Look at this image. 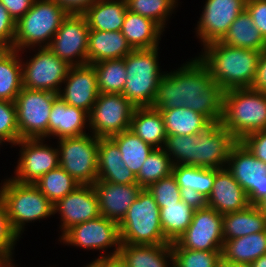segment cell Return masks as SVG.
Masks as SVG:
<instances>
[{
	"instance_id": "cell-51",
	"label": "cell",
	"mask_w": 266,
	"mask_h": 267,
	"mask_svg": "<svg viewBox=\"0 0 266 267\" xmlns=\"http://www.w3.org/2000/svg\"><path fill=\"white\" fill-rule=\"evenodd\" d=\"M253 89L266 92V48L261 52Z\"/></svg>"
},
{
	"instance_id": "cell-2",
	"label": "cell",
	"mask_w": 266,
	"mask_h": 267,
	"mask_svg": "<svg viewBox=\"0 0 266 267\" xmlns=\"http://www.w3.org/2000/svg\"><path fill=\"white\" fill-rule=\"evenodd\" d=\"M237 142L221 122H212L197 134L167 136L163 149L173 165L222 169Z\"/></svg>"
},
{
	"instance_id": "cell-17",
	"label": "cell",
	"mask_w": 266,
	"mask_h": 267,
	"mask_svg": "<svg viewBox=\"0 0 266 267\" xmlns=\"http://www.w3.org/2000/svg\"><path fill=\"white\" fill-rule=\"evenodd\" d=\"M90 28L83 14H68L48 48L71 66L87 64Z\"/></svg>"
},
{
	"instance_id": "cell-21",
	"label": "cell",
	"mask_w": 266,
	"mask_h": 267,
	"mask_svg": "<svg viewBox=\"0 0 266 267\" xmlns=\"http://www.w3.org/2000/svg\"><path fill=\"white\" fill-rule=\"evenodd\" d=\"M92 186L97 194L101 216L118 224L143 189L137 183L114 184L101 180H97Z\"/></svg>"
},
{
	"instance_id": "cell-5",
	"label": "cell",
	"mask_w": 266,
	"mask_h": 267,
	"mask_svg": "<svg viewBox=\"0 0 266 267\" xmlns=\"http://www.w3.org/2000/svg\"><path fill=\"white\" fill-rule=\"evenodd\" d=\"M0 197L13 229L20 237L28 223L54 216L53 203L34 184L18 183L10 177L2 179Z\"/></svg>"
},
{
	"instance_id": "cell-22",
	"label": "cell",
	"mask_w": 266,
	"mask_h": 267,
	"mask_svg": "<svg viewBox=\"0 0 266 267\" xmlns=\"http://www.w3.org/2000/svg\"><path fill=\"white\" fill-rule=\"evenodd\" d=\"M203 203L220 214L240 211L250 205L245 190L226 168L215 169L211 193Z\"/></svg>"
},
{
	"instance_id": "cell-32",
	"label": "cell",
	"mask_w": 266,
	"mask_h": 267,
	"mask_svg": "<svg viewBox=\"0 0 266 267\" xmlns=\"http://www.w3.org/2000/svg\"><path fill=\"white\" fill-rule=\"evenodd\" d=\"M199 204L197 200L185 196L178 203L165 205V207L160 208L162 230L165 238L170 243L176 242L185 232Z\"/></svg>"
},
{
	"instance_id": "cell-27",
	"label": "cell",
	"mask_w": 266,
	"mask_h": 267,
	"mask_svg": "<svg viewBox=\"0 0 266 267\" xmlns=\"http://www.w3.org/2000/svg\"><path fill=\"white\" fill-rule=\"evenodd\" d=\"M172 174L185 196L203 203L210 195L215 169L189 165H173Z\"/></svg>"
},
{
	"instance_id": "cell-37",
	"label": "cell",
	"mask_w": 266,
	"mask_h": 267,
	"mask_svg": "<svg viewBox=\"0 0 266 267\" xmlns=\"http://www.w3.org/2000/svg\"><path fill=\"white\" fill-rule=\"evenodd\" d=\"M118 146L126 167L136 176L143 163L155 149L130 129L110 137Z\"/></svg>"
},
{
	"instance_id": "cell-3",
	"label": "cell",
	"mask_w": 266,
	"mask_h": 267,
	"mask_svg": "<svg viewBox=\"0 0 266 267\" xmlns=\"http://www.w3.org/2000/svg\"><path fill=\"white\" fill-rule=\"evenodd\" d=\"M261 51L228 46L221 41L208 43L196 55L223 91L252 88Z\"/></svg>"
},
{
	"instance_id": "cell-23",
	"label": "cell",
	"mask_w": 266,
	"mask_h": 267,
	"mask_svg": "<svg viewBox=\"0 0 266 267\" xmlns=\"http://www.w3.org/2000/svg\"><path fill=\"white\" fill-rule=\"evenodd\" d=\"M89 132V114L83 109L69 106L58 96L51 107L47 141L51 137L58 140L82 136Z\"/></svg>"
},
{
	"instance_id": "cell-25",
	"label": "cell",
	"mask_w": 266,
	"mask_h": 267,
	"mask_svg": "<svg viewBox=\"0 0 266 267\" xmlns=\"http://www.w3.org/2000/svg\"><path fill=\"white\" fill-rule=\"evenodd\" d=\"M121 31H89L87 64L124 58L132 51Z\"/></svg>"
},
{
	"instance_id": "cell-57",
	"label": "cell",
	"mask_w": 266,
	"mask_h": 267,
	"mask_svg": "<svg viewBox=\"0 0 266 267\" xmlns=\"http://www.w3.org/2000/svg\"><path fill=\"white\" fill-rule=\"evenodd\" d=\"M9 49L0 41V57L6 53Z\"/></svg>"
},
{
	"instance_id": "cell-35",
	"label": "cell",
	"mask_w": 266,
	"mask_h": 267,
	"mask_svg": "<svg viewBox=\"0 0 266 267\" xmlns=\"http://www.w3.org/2000/svg\"><path fill=\"white\" fill-rule=\"evenodd\" d=\"M167 136L193 135L208 127L211 122L202 114L184 106L180 108L160 110Z\"/></svg>"
},
{
	"instance_id": "cell-46",
	"label": "cell",
	"mask_w": 266,
	"mask_h": 267,
	"mask_svg": "<svg viewBox=\"0 0 266 267\" xmlns=\"http://www.w3.org/2000/svg\"><path fill=\"white\" fill-rule=\"evenodd\" d=\"M16 33V21L9 15L0 1V41L8 48L13 49Z\"/></svg>"
},
{
	"instance_id": "cell-4",
	"label": "cell",
	"mask_w": 266,
	"mask_h": 267,
	"mask_svg": "<svg viewBox=\"0 0 266 267\" xmlns=\"http://www.w3.org/2000/svg\"><path fill=\"white\" fill-rule=\"evenodd\" d=\"M221 124L238 141L250 133L266 130V92L253 88L224 91Z\"/></svg>"
},
{
	"instance_id": "cell-26",
	"label": "cell",
	"mask_w": 266,
	"mask_h": 267,
	"mask_svg": "<svg viewBox=\"0 0 266 267\" xmlns=\"http://www.w3.org/2000/svg\"><path fill=\"white\" fill-rule=\"evenodd\" d=\"M118 256L127 267H174L171 243L160 245L121 243Z\"/></svg>"
},
{
	"instance_id": "cell-58",
	"label": "cell",
	"mask_w": 266,
	"mask_h": 267,
	"mask_svg": "<svg viewBox=\"0 0 266 267\" xmlns=\"http://www.w3.org/2000/svg\"><path fill=\"white\" fill-rule=\"evenodd\" d=\"M5 259L0 255V264L4 261Z\"/></svg>"
},
{
	"instance_id": "cell-20",
	"label": "cell",
	"mask_w": 266,
	"mask_h": 267,
	"mask_svg": "<svg viewBox=\"0 0 266 267\" xmlns=\"http://www.w3.org/2000/svg\"><path fill=\"white\" fill-rule=\"evenodd\" d=\"M58 96L69 106L83 109L90 114L99 96L97 77L93 65L71 66Z\"/></svg>"
},
{
	"instance_id": "cell-55",
	"label": "cell",
	"mask_w": 266,
	"mask_h": 267,
	"mask_svg": "<svg viewBox=\"0 0 266 267\" xmlns=\"http://www.w3.org/2000/svg\"><path fill=\"white\" fill-rule=\"evenodd\" d=\"M257 208L266 215V197L261 199L257 204Z\"/></svg>"
},
{
	"instance_id": "cell-8",
	"label": "cell",
	"mask_w": 266,
	"mask_h": 267,
	"mask_svg": "<svg viewBox=\"0 0 266 267\" xmlns=\"http://www.w3.org/2000/svg\"><path fill=\"white\" fill-rule=\"evenodd\" d=\"M121 243L133 245L170 244L160 221V208L150 192L143 188L119 224Z\"/></svg>"
},
{
	"instance_id": "cell-40",
	"label": "cell",
	"mask_w": 266,
	"mask_h": 267,
	"mask_svg": "<svg viewBox=\"0 0 266 267\" xmlns=\"http://www.w3.org/2000/svg\"><path fill=\"white\" fill-rule=\"evenodd\" d=\"M34 185L53 203L74 191L80 184L61 166L44 174Z\"/></svg>"
},
{
	"instance_id": "cell-38",
	"label": "cell",
	"mask_w": 266,
	"mask_h": 267,
	"mask_svg": "<svg viewBox=\"0 0 266 267\" xmlns=\"http://www.w3.org/2000/svg\"><path fill=\"white\" fill-rule=\"evenodd\" d=\"M92 65L96 72L99 93L122 94L127 76L123 58L102 60Z\"/></svg>"
},
{
	"instance_id": "cell-28",
	"label": "cell",
	"mask_w": 266,
	"mask_h": 267,
	"mask_svg": "<svg viewBox=\"0 0 266 267\" xmlns=\"http://www.w3.org/2000/svg\"><path fill=\"white\" fill-rule=\"evenodd\" d=\"M121 33L132 49L138 50L158 47L164 30L152 19L127 10Z\"/></svg>"
},
{
	"instance_id": "cell-18",
	"label": "cell",
	"mask_w": 266,
	"mask_h": 267,
	"mask_svg": "<svg viewBox=\"0 0 266 267\" xmlns=\"http://www.w3.org/2000/svg\"><path fill=\"white\" fill-rule=\"evenodd\" d=\"M247 0H205L200 18L194 28L195 36L204 47L221 41L230 25L246 9Z\"/></svg>"
},
{
	"instance_id": "cell-45",
	"label": "cell",
	"mask_w": 266,
	"mask_h": 267,
	"mask_svg": "<svg viewBox=\"0 0 266 267\" xmlns=\"http://www.w3.org/2000/svg\"><path fill=\"white\" fill-rule=\"evenodd\" d=\"M23 238L13 229L4 201L0 197V255L4 259H13L15 246Z\"/></svg>"
},
{
	"instance_id": "cell-30",
	"label": "cell",
	"mask_w": 266,
	"mask_h": 267,
	"mask_svg": "<svg viewBox=\"0 0 266 267\" xmlns=\"http://www.w3.org/2000/svg\"><path fill=\"white\" fill-rule=\"evenodd\" d=\"M223 239L232 240L266 230V215L256 205L222 214Z\"/></svg>"
},
{
	"instance_id": "cell-42",
	"label": "cell",
	"mask_w": 266,
	"mask_h": 267,
	"mask_svg": "<svg viewBox=\"0 0 266 267\" xmlns=\"http://www.w3.org/2000/svg\"><path fill=\"white\" fill-rule=\"evenodd\" d=\"M174 267H220L222 251H202L181 248L171 243Z\"/></svg>"
},
{
	"instance_id": "cell-24",
	"label": "cell",
	"mask_w": 266,
	"mask_h": 267,
	"mask_svg": "<svg viewBox=\"0 0 266 267\" xmlns=\"http://www.w3.org/2000/svg\"><path fill=\"white\" fill-rule=\"evenodd\" d=\"M98 180L114 184L137 183L136 176L126 167L117 144L111 138H99Z\"/></svg>"
},
{
	"instance_id": "cell-41",
	"label": "cell",
	"mask_w": 266,
	"mask_h": 267,
	"mask_svg": "<svg viewBox=\"0 0 266 267\" xmlns=\"http://www.w3.org/2000/svg\"><path fill=\"white\" fill-rule=\"evenodd\" d=\"M172 170L173 163L165 150L155 148L136 175L137 184L142 188H147L150 184L170 176Z\"/></svg>"
},
{
	"instance_id": "cell-16",
	"label": "cell",
	"mask_w": 266,
	"mask_h": 267,
	"mask_svg": "<svg viewBox=\"0 0 266 267\" xmlns=\"http://www.w3.org/2000/svg\"><path fill=\"white\" fill-rule=\"evenodd\" d=\"M226 169L245 190L250 205H256L266 197V164L241 141L232 147Z\"/></svg>"
},
{
	"instance_id": "cell-56",
	"label": "cell",
	"mask_w": 266,
	"mask_h": 267,
	"mask_svg": "<svg viewBox=\"0 0 266 267\" xmlns=\"http://www.w3.org/2000/svg\"><path fill=\"white\" fill-rule=\"evenodd\" d=\"M15 260L13 259H5L1 264L0 267H15Z\"/></svg>"
},
{
	"instance_id": "cell-11",
	"label": "cell",
	"mask_w": 266,
	"mask_h": 267,
	"mask_svg": "<svg viewBox=\"0 0 266 267\" xmlns=\"http://www.w3.org/2000/svg\"><path fill=\"white\" fill-rule=\"evenodd\" d=\"M19 52L23 87L58 94L71 65L59 59L48 47H33ZM27 52H32V55L25 58L23 54Z\"/></svg>"
},
{
	"instance_id": "cell-47",
	"label": "cell",
	"mask_w": 266,
	"mask_h": 267,
	"mask_svg": "<svg viewBox=\"0 0 266 267\" xmlns=\"http://www.w3.org/2000/svg\"><path fill=\"white\" fill-rule=\"evenodd\" d=\"M241 142L257 159L266 164V130L250 133Z\"/></svg>"
},
{
	"instance_id": "cell-52",
	"label": "cell",
	"mask_w": 266,
	"mask_h": 267,
	"mask_svg": "<svg viewBox=\"0 0 266 267\" xmlns=\"http://www.w3.org/2000/svg\"><path fill=\"white\" fill-rule=\"evenodd\" d=\"M82 267H127L119 256L94 258L91 262Z\"/></svg>"
},
{
	"instance_id": "cell-54",
	"label": "cell",
	"mask_w": 266,
	"mask_h": 267,
	"mask_svg": "<svg viewBox=\"0 0 266 267\" xmlns=\"http://www.w3.org/2000/svg\"><path fill=\"white\" fill-rule=\"evenodd\" d=\"M220 267H252L251 264L233 263L221 261Z\"/></svg>"
},
{
	"instance_id": "cell-43",
	"label": "cell",
	"mask_w": 266,
	"mask_h": 267,
	"mask_svg": "<svg viewBox=\"0 0 266 267\" xmlns=\"http://www.w3.org/2000/svg\"><path fill=\"white\" fill-rule=\"evenodd\" d=\"M19 140L15 103L0 100V146L6 144L12 148Z\"/></svg>"
},
{
	"instance_id": "cell-13",
	"label": "cell",
	"mask_w": 266,
	"mask_h": 267,
	"mask_svg": "<svg viewBox=\"0 0 266 267\" xmlns=\"http://www.w3.org/2000/svg\"><path fill=\"white\" fill-rule=\"evenodd\" d=\"M46 140V138L20 139L13 146L20 149L11 179L18 183L34 184L44 174L59 166L58 147Z\"/></svg>"
},
{
	"instance_id": "cell-29",
	"label": "cell",
	"mask_w": 266,
	"mask_h": 267,
	"mask_svg": "<svg viewBox=\"0 0 266 267\" xmlns=\"http://www.w3.org/2000/svg\"><path fill=\"white\" fill-rule=\"evenodd\" d=\"M130 130L154 148H163L167 138L163 116L153 107H135Z\"/></svg>"
},
{
	"instance_id": "cell-44",
	"label": "cell",
	"mask_w": 266,
	"mask_h": 267,
	"mask_svg": "<svg viewBox=\"0 0 266 267\" xmlns=\"http://www.w3.org/2000/svg\"><path fill=\"white\" fill-rule=\"evenodd\" d=\"M146 189L154 197L159 208L178 203L185 197L173 174L150 184Z\"/></svg>"
},
{
	"instance_id": "cell-9",
	"label": "cell",
	"mask_w": 266,
	"mask_h": 267,
	"mask_svg": "<svg viewBox=\"0 0 266 267\" xmlns=\"http://www.w3.org/2000/svg\"><path fill=\"white\" fill-rule=\"evenodd\" d=\"M59 242L87 252L98 251L101 254H97L96 258L115 257L118 256L121 247L119 224L99 216L70 227L59 235Z\"/></svg>"
},
{
	"instance_id": "cell-34",
	"label": "cell",
	"mask_w": 266,
	"mask_h": 267,
	"mask_svg": "<svg viewBox=\"0 0 266 267\" xmlns=\"http://www.w3.org/2000/svg\"><path fill=\"white\" fill-rule=\"evenodd\" d=\"M221 42L228 46L261 52L266 48V40L254 25L246 9L232 22Z\"/></svg>"
},
{
	"instance_id": "cell-50",
	"label": "cell",
	"mask_w": 266,
	"mask_h": 267,
	"mask_svg": "<svg viewBox=\"0 0 266 267\" xmlns=\"http://www.w3.org/2000/svg\"><path fill=\"white\" fill-rule=\"evenodd\" d=\"M60 5L68 14H83L97 0H52Z\"/></svg>"
},
{
	"instance_id": "cell-36",
	"label": "cell",
	"mask_w": 266,
	"mask_h": 267,
	"mask_svg": "<svg viewBox=\"0 0 266 267\" xmlns=\"http://www.w3.org/2000/svg\"><path fill=\"white\" fill-rule=\"evenodd\" d=\"M23 88L20 52L9 49L0 57V100L14 102Z\"/></svg>"
},
{
	"instance_id": "cell-1",
	"label": "cell",
	"mask_w": 266,
	"mask_h": 267,
	"mask_svg": "<svg viewBox=\"0 0 266 267\" xmlns=\"http://www.w3.org/2000/svg\"><path fill=\"white\" fill-rule=\"evenodd\" d=\"M188 60V61H187ZM166 71L158 83L152 107L168 110L188 107L211 123L221 122L224 91L197 56Z\"/></svg>"
},
{
	"instance_id": "cell-6",
	"label": "cell",
	"mask_w": 266,
	"mask_h": 267,
	"mask_svg": "<svg viewBox=\"0 0 266 267\" xmlns=\"http://www.w3.org/2000/svg\"><path fill=\"white\" fill-rule=\"evenodd\" d=\"M160 48L132 50L123 58L127 76L122 95L135 107H152L158 83L166 72L159 64Z\"/></svg>"
},
{
	"instance_id": "cell-33",
	"label": "cell",
	"mask_w": 266,
	"mask_h": 267,
	"mask_svg": "<svg viewBox=\"0 0 266 267\" xmlns=\"http://www.w3.org/2000/svg\"><path fill=\"white\" fill-rule=\"evenodd\" d=\"M263 254H266V230L225 240L222 261L251 264Z\"/></svg>"
},
{
	"instance_id": "cell-39",
	"label": "cell",
	"mask_w": 266,
	"mask_h": 267,
	"mask_svg": "<svg viewBox=\"0 0 266 267\" xmlns=\"http://www.w3.org/2000/svg\"><path fill=\"white\" fill-rule=\"evenodd\" d=\"M127 10L152 19L164 31L172 14L182 3L180 0H125ZM176 8V9H175Z\"/></svg>"
},
{
	"instance_id": "cell-7",
	"label": "cell",
	"mask_w": 266,
	"mask_h": 267,
	"mask_svg": "<svg viewBox=\"0 0 266 267\" xmlns=\"http://www.w3.org/2000/svg\"><path fill=\"white\" fill-rule=\"evenodd\" d=\"M67 15L55 1L34 0L31 8L16 22L13 49L48 47Z\"/></svg>"
},
{
	"instance_id": "cell-19",
	"label": "cell",
	"mask_w": 266,
	"mask_h": 267,
	"mask_svg": "<svg viewBox=\"0 0 266 267\" xmlns=\"http://www.w3.org/2000/svg\"><path fill=\"white\" fill-rule=\"evenodd\" d=\"M61 235L70 227L101 216L97 194L92 185H79L74 191L53 204ZM61 231V232H60Z\"/></svg>"
},
{
	"instance_id": "cell-12",
	"label": "cell",
	"mask_w": 266,
	"mask_h": 267,
	"mask_svg": "<svg viewBox=\"0 0 266 267\" xmlns=\"http://www.w3.org/2000/svg\"><path fill=\"white\" fill-rule=\"evenodd\" d=\"M57 93L23 87L15 98L20 139L48 137V123Z\"/></svg>"
},
{
	"instance_id": "cell-10",
	"label": "cell",
	"mask_w": 266,
	"mask_h": 267,
	"mask_svg": "<svg viewBox=\"0 0 266 267\" xmlns=\"http://www.w3.org/2000/svg\"><path fill=\"white\" fill-rule=\"evenodd\" d=\"M61 166L80 185H93L98 180L99 138L92 133L56 140Z\"/></svg>"
},
{
	"instance_id": "cell-14",
	"label": "cell",
	"mask_w": 266,
	"mask_h": 267,
	"mask_svg": "<svg viewBox=\"0 0 266 267\" xmlns=\"http://www.w3.org/2000/svg\"><path fill=\"white\" fill-rule=\"evenodd\" d=\"M135 106L122 94L99 93L89 114V130L97 138H110L130 129Z\"/></svg>"
},
{
	"instance_id": "cell-15",
	"label": "cell",
	"mask_w": 266,
	"mask_h": 267,
	"mask_svg": "<svg viewBox=\"0 0 266 267\" xmlns=\"http://www.w3.org/2000/svg\"><path fill=\"white\" fill-rule=\"evenodd\" d=\"M181 248L222 251L224 245L222 214L200 203L185 232L176 240Z\"/></svg>"
},
{
	"instance_id": "cell-53",
	"label": "cell",
	"mask_w": 266,
	"mask_h": 267,
	"mask_svg": "<svg viewBox=\"0 0 266 267\" xmlns=\"http://www.w3.org/2000/svg\"><path fill=\"white\" fill-rule=\"evenodd\" d=\"M252 267H266V254L260 256L257 260L251 263Z\"/></svg>"
},
{
	"instance_id": "cell-31",
	"label": "cell",
	"mask_w": 266,
	"mask_h": 267,
	"mask_svg": "<svg viewBox=\"0 0 266 267\" xmlns=\"http://www.w3.org/2000/svg\"><path fill=\"white\" fill-rule=\"evenodd\" d=\"M126 11L125 0H97L83 15L90 30L121 31Z\"/></svg>"
},
{
	"instance_id": "cell-48",
	"label": "cell",
	"mask_w": 266,
	"mask_h": 267,
	"mask_svg": "<svg viewBox=\"0 0 266 267\" xmlns=\"http://www.w3.org/2000/svg\"><path fill=\"white\" fill-rule=\"evenodd\" d=\"M246 10L250 14L254 25L266 40V0H247Z\"/></svg>"
},
{
	"instance_id": "cell-49",
	"label": "cell",
	"mask_w": 266,
	"mask_h": 267,
	"mask_svg": "<svg viewBox=\"0 0 266 267\" xmlns=\"http://www.w3.org/2000/svg\"><path fill=\"white\" fill-rule=\"evenodd\" d=\"M9 12V15L17 22L30 8L34 0H0Z\"/></svg>"
}]
</instances>
